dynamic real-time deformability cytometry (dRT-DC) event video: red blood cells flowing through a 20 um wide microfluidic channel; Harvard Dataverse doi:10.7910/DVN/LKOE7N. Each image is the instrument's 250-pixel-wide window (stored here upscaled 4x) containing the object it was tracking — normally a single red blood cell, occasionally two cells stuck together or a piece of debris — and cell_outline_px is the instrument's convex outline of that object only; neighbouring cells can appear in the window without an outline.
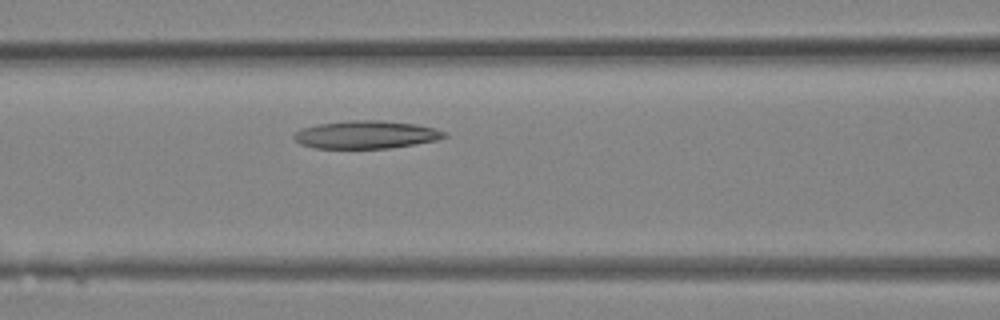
{"species": "Egyptian fruit bat (a non-hibernating species)", "species_latin": "Rousettus aegyptiacus", "temperature_condition": "room temperature", "stored_images_in_passage": 27, "camera_frame_rate_fps": 3000, "um_per_image_px": 0.085, "animal": {"sex": "female"}, "frame": {"image": 1, "passage_image": 10, "time_ms": 3.0, "image_size_px": [1000, 320], "cell_outline_px": [[448, 136], [436, 140], [416, 144], [388, 148], [312, 148], [300, 144], [292, 136], [296, 132], [304, 128], [320, 124], [348, 120], [380, 120], [416, 124], [436, 128], [448, 132]], "centroid_in_image_um": [31.16, 11.44], "position_along_channel_um": 135.4, "area_um2": 24.45}}
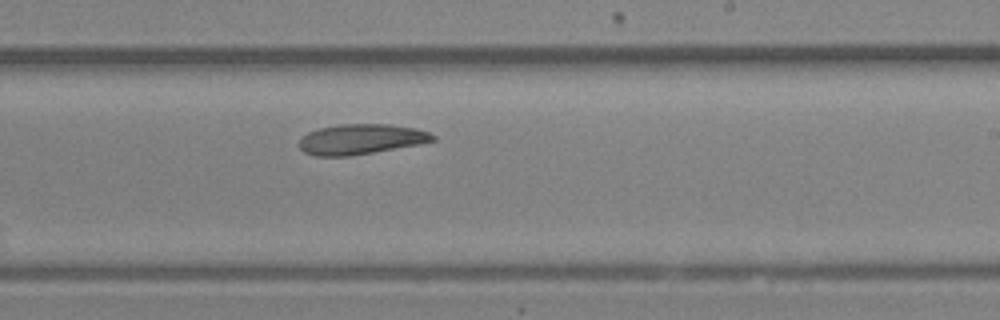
{"frame": {"image": 2, "passage_image": 16, "time_ms": 5.0, "image_size_px": [1000, 320], "cell_outline_px": [[436, 140], [420, 144], [348, 156], [316, 156], [304, 152], [300, 148], [300, 136], [308, 132], [320, 128], [340, 124], [392, 124], [416, 128], [428, 132], [436, 136]], "centroid_in_image_um": [30.68, 11.82], "position_along_channel_um": 258.3, "area_um2": 23.52}}
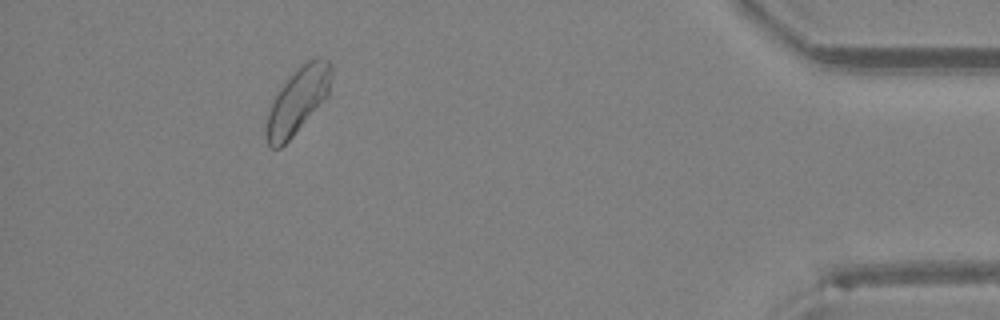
{"frame": {"image": 3, "passage_image": 26, "time_ms": 8.333, "image_size_px": [1000, 320], "cell_outline_px": [[332, 72], [328, 100], [280, 148], [268, 148], [264, 136], [264, 128], [268, 108], [276, 92], [288, 76], [304, 60], [316, 56], [320, 56], [328, 60], [332, 64]], "centroid_in_image_um": [25.3, 8.53], "position_along_channel_um": 409.9, "area_um2": 26.3}}